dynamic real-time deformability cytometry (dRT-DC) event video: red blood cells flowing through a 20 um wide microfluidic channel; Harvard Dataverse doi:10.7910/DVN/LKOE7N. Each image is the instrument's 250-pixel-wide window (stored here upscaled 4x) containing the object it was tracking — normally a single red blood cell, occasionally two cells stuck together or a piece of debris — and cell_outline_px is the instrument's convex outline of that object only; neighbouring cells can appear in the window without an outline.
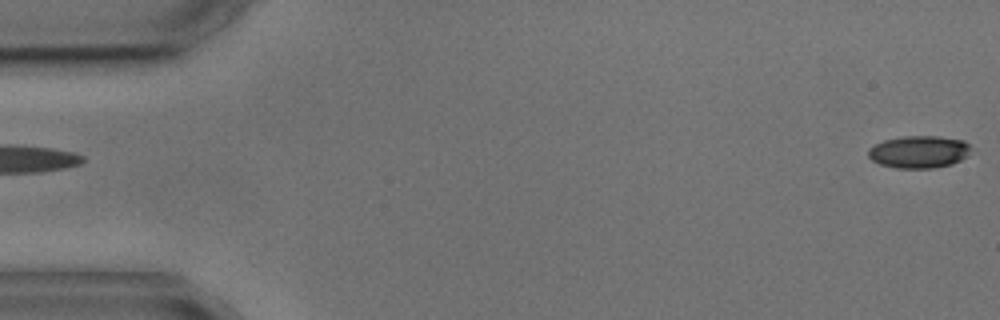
{"species": "common noctule bat (a hibernating species)", "species_latin": "Nyctalus noctula", "temperature_condition": "cold", "stored_images_in_passage": 5, "segment_of_instrument_passage": [2, 2], "camera_frame_rate_fps": 3000, "um_per_image_px": 0.085, "animal": {"sex": "male", "body_mass_g": 17.9, "forearm_length_mm": 54.2}, "frame": {"image": 1, "passage_image": 5, "time_ms": 4.667, "image_size_px": [1000, 320], "cell_outline_px": [[968, 152], [960, 160], [952, 164], [932, 168], [896, 168], [880, 164], [872, 160], [868, 156], [868, 148], [884, 140], [904, 136], [940, 136], [964, 140], [968, 144]], "centroid_in_image_um": [78.07, 12.9], "position_along_channel_um": 6.9, "area_um2": 19.19}}